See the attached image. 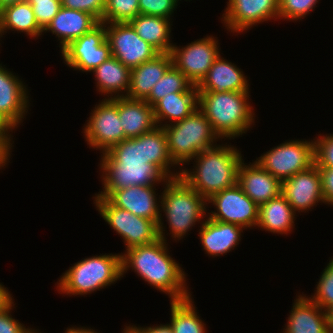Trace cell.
I'll list each match as a JSON object with an SVG mask.
<instances>
[{
  "mask_svg": "<svg viewBox=\"0 0 333 333\" xmlns=\"http://www.w3.org/2000/svg\"><path fill=\"white\" fill-rule=\"evenodd\" d=\"M279 20L300 22L318 7L320 0H278Z\"/></svg>",
  "mask_w": 333,
  "mask_h": 333,
  "instance_id": "cell-35",
  "label": "cell"
},
{
  "mask_svg": "<svg viewBox=\"0 0 333 333\" xmlns=\"http://www.w3.org/2000/svg\"><path fill=\"white\" fill-rule=\"evenodd\" d=\"M314 143L315 164L318 168H333V133L317 134Z\"/></svg>",
  "mask_w": 333,
  "mask_h": 333,
  "instance_id": "cell-38",
  "label": "cell"
},
{
  "mask_svg": "<svg viewBox=\"0 0 333 333\" xmlns=\"http://www.w3.org/2000/svg\"><path fill=\"white\" fill-rule=\"evenodd\" d=\"M325 205L333 207V168H319Z\"/></svg>",
  "mask_w": 333,
  "mask_h": 333,
  "instance_id": "cell-41",
  "label": "cell"
},
{
  "mask_svg": "<svg viewBox=\"0 0 333 333\" xmlns=\"http://www.w3.org/2000/svg\"><path fill=\"white\" fill-rule=\"evenodd\" d=\"M14 298L0 310V333H39V329L25 326L18 319H15L13 310H15L16 303Z\"/></svg>",
  "mask_w": 333,
  "mask_h": 333,
  "instance_id": "cell-36",
  "label": "cell"
},
{
  "mask_svg": "<svg viewBox=\"0 0 333 333\" xmlns=\"http://www.w3.org/2000/svg\"><path fill=\"white\" fill-rule=\"evenodd\" d=\"M89 115L81 132L89 149L103 154L126 139L118 114V97L99 100Z\"/></svg>",
  "mask_w": 333,
  "mask_h": 333,
  "instance_id": "cell-10",
  "label": "cell"
},
{
  "mask_svg": "<svg viewBox=\"0 0 333 333\" xmlns=\"http://www.w3.org/2000/svg\"><path fill=\"white\" fill-rule=\"evenodd\" d=\"M13 131H17L2 115H0V139L12 150L14 149Z\"/></svg>",
  "mask_w": 333,
  "mask_h": 333,
  "instance_id": "cell-43",
  "label": "cell"
},
{
  "mask_svg": "<svg viewBox=\"0 0 333 333\" xmlns=\"http://www.w3.org/2000/svg\"><path fill=\"white\" fill-rule=\"evenodd\" d=\"M13 298V294H11V291H9L8 287H5V285L0 282V310L5 307Z\"/></svg>",
  "mask_w": 333,
  "mask_h": 333,
  "instance_id": "cell-45",
  "label": "cell"
},
{
  "mask_svg": "<svg viewBox=\"0 0 333 333\" xmlns=\"http://www.w3.org/2000/svg\"><path fill=\"white\" fill-rule=\"evenodd\" d=\"M221 47L218 37L206 35L184 46L174 43L171 56L173 65L187 79L198 86L204 79L212 64L219 57Z\"/></svg>",
  "mask_w": 333,
  "mask_h": 333,
  "instance_id": "cell-13",
  "label": "cell"
},
{
  "mask_svg": "<svg viewBox=\"0 0 333 333\" xmlns=\"http://www.w3.org/2000/svg\"><path fill=\"white\" fill-rule=\"evenodd\" d=\"M330 333H333V306L326 310Z\"/></svg>",
  "mask_w": 333,
  "mask_h": 333,
  "instance_id": "cell-48",
  "label": "cell"
},
{
  "mask_svg": "<svg viewBox=\"0 0 333 333\" xmlns=\"http://www.w3.org/2000/svg\"><path fill=\"white\" fill-rule=\"evenodd\" d=\"M161 189L163 191L158 222L159 238L169 241L166 237L169 235L173 242L183 241V238L186 240L185 237L190 235L188 232L191 233L195 225H201L206 219L207 200L181 176L170 178Z\"/></svg>",
  "mask_w": 333,
  "mask_h": 333,
  "instance_id": "cell-3",
  "label": "cell"
},
{
  "mask_svg": "<svg viewBox=\"0 0 333 333\" xmlns=\"http://www.w3.org/2000/svg\"><path fill=\"white\" fill-rule=\"evenodd\" d=\"M251 91L198 92V108L224 141L243 137L255 127ZM250 100V101H249Z\"/></svg>",
  "mask_w": 333,
  "mask_h": 333,
  "instance_id": "cell-5",
  "label": "cell"
},
{
  "mask_svg": "<svg viewBox=\"0 0 333 333\" xmlns=\"http://www.w3.org/2000/svg\"><path fill=\"white\" fill-rule=\"evenodd\" d=\"M97 93L104 98L127 96L130 87L131 69L111 56L91 72Z\"/></svg>",
  "mask_w": 333,
  "mask_h": 333,
  "instance_id": "cell-25",
  "label": "cell"
},
{
  "mask_svg": "<svg viewBox=\"0 0 333 333\" xmlns=\"http://www.w3.org/2000/svg\"><path fill=\"white\" fill-rule=\"evenodd\" d=\"M27 2H44V1H50V0H26Z\"/></svg>",
  "mask_w": 333,
  "mask_h": 333,
  "instance_id": "cell-50",
  "label": "cell"
},
{
  "mask_svg": "<svg viewBox=\"0 0 333 333\" xmlns=\"http://www.w3.org/2000/svg\"><path fill=\"white\" fill-rule=\"evenodd\" d=\"M96 211L118 234L125 250L134 246L146 245L159 239L158 224L155 221L138 217L130 211L114 206L107 198L92 196Z\"/></svg>",
  "mask_w": 333,
  "mask_h": 333,
  "instance_id": "cell-9",
  "label": "cell"
},
{
  "mask_svg": "<svg viewBox=\"0 0 333 333\" xmlns=\"http://www.w3.org/2000/svg\"><path fill=\"white\" fill-rule=\"evenodd\" d=\"M106 40L112 56L130 69L159 54L153 46L138 36L129 22L106 23Z\"/></svg>",
  "mask_w": 333,
  "mask_h": 333,
  "instance_id": "cell-15",
  "label": "cell"
},
{
  "mask_svg": "<svg viewBox=\"0 0 333 333\" xmlns=\"http://www.w3.org/2000/svg\"><path fill=\"white\" fill-rule=\"evenodd\" d=\"M177 1H178V2H179V4H180V1H182V0H177ZM184 1H189V2H190V1H192V0H184Z\"/></svg>",
  "mask_w": 333,
  "mask_h": 333,
  "instance_id": "cell-51",
  "label": "cell"
},
{
  "mask_svg": "<svg viewBox=\"0 0 333 333\" xmlns=\"http://www.w3.org/2000/svg\"><path fill=\"white\" fill-rule=\"evenodd\" d=\"M196 109H198V92L170 93L153 106L154 118L160 127L182 121Z\"/></svg>",
  "mask_w": 333,
  "mask_h": 333,
  "instance_id": "cell-28",
  "label": "cell"
},
{
  "mask_svg": "<svg viewBox=\"0 0 333 333\" xmlns=\"http://www.w3.org/2000/svg\"><path fill=\"white\" fill-rule=\"evenodd\" d=\"M99 23L100 22L89 13L61 6L58 14L43 31V35L45 33L55 35L59 43V50L61 51L70 42L89 32Z\"/></svg>",
  "mask_w": 333,
  "mask_h": 333,
  "instance_id": "cell-23",
  "label": "cell"
},
{
  "mask_svg": "<svg viewBox=\"0 0 333 333\" xmlns=\"http://www.w3.org/2000/svg\"><path fill=\"white\" fill-rule=\"evenodd\" d=\"M178 3L177 0H139V13L172 20Z\"/></svg>",
  "mask_w": 333,
  "mask_h": 333,
  "instance_id": "cell-37",
  "label": "cell"
},
{
  "mask_svg": "<svg viewBox=\"0 0 333 333\" xmlns=\"http://www.w3.org/2000/svg\"><path fill=\"white\" fill-rule=\"evenodd\" d=\"M227 143L221 141V144L201 151L190 161L193 163L187 164H193L191 168L181 169L180 176L206 200L237 183L244 155L240 147Z\"/></svg>",
  "mask_w": 333,
  "mask_h": 333,
  "instance_id": "cell-4",
  "label": "cell"
},
{
  "mask_svg": "<svg viewBox=\"0 0 333 333\" xmlns=\"http://www.w3.org/2000/svg\"><path fill=\"white\" fill-rule=\"evenodd\" d=\"M14 31V32H13ZM26 34L30 39H40L43 31L39 28L33 8L27 1L7 6L0 14V42L7 33ZM0 45H2L0 43Z\"/></svg>",
  "mask_w": 333,
  "mask_h": 333,
  "instance_id": "cell-30",
  "label": "cell"
},
{
  "mask_svg": "<svg viewBox=\"0 0 333 333\" xmlns=\"http://www.w3.org/2000/svg\"><path fill=\"white\" fill-rule=\"evenodd\" d=\"M209 207L214 208V211H210ZM258 212L259 206L242 191L237 183L207 199L208 218L236 224L246 230L256 229Z\"/></svg>",
  "mask_w": 333,
  "mask_h": 333,
  "instance_id": "cell-11",
  "label": "cell"
},
{
  "mask_svg": "<svg viewBox=\"0 0 333 333\" xmlns=\"http://www.w3.org/2000/svg\"><path fill=\"white\" fill-rule=\"evenodd\" d=\"M140 38L153 46L159 53H170L173 21L159 16L138 14L130 22Z\"/></svg>",
  "mask_w": 333,
  "mask_h": 333,
  "instance_id": "cell-29",
  "label": "cell"
},
{
  "mask_svg": "<svg viewBox=\"0 0 333 333\" xmlns=\"http://www.w3.org/2000/svg\"><path fill=\"white\" fill-rule=\"evenodd\" d=\"M281 182L315 165L313 139H288L262 153L255 160Z\"/></svg>",
  "mask_w": 333,
  "mask_h": 333,
  "instance_id": "cell-8",
  "label": "cell"
},
{
  "mask_svg": "<svg viewBox=\"0 0 333 333\" xmlns=\"http://www.w3.org/2000/svg\"><path fill=\"white\" fill-rule=\"evenodd\" d=\"M163 130L170 157L180 169L201 151L224 142L199 108L182 121L164 126Z\"/></svg>",
  "mask_w": 333,
  "mask_h": 333,
  "instance_id": "cell-7",
  "label": "cell"
},
{
  "mask_svg": "<svg viewBox=\"0 0 333 333\" xmlns=\"http://www.w3.org/2000/svg\"><path fill=\"white\" fill-rule=\"evenodd\" d=\"M2 63H0V115L17 130L29 114L28 111H31L30 91L22 77L20 78Z\"/></svg>",
  "mask_w": 333,
  "mask_h": 333,
  "instance_id": "cell-17",
  "label": "cell"
},
{
  "mask_svg": "<svg viewBox=\"0 0 333 333\" xmlns=\"http://www.w3.org/2000/svg\"><path fill=\"white\" fill-rule=\"evenodd\" d=\"M122 330L121 333H135L127 324L124 325V329L122 328Z\"/></svg>",
  "mask_w": 333,
  "mask_h": 333,
  "instance_id": "cell-49",
  "label": "cell"
},
{
  "mask_svg": "<svg viewBox=\"0 0 333 333\" xmlns=\"http://www.w3.org/2000/svg\"><path fill=\"white\" fill-rule=\"evenodd\" d=\"M63 7L93 15L99 22L104 17L106 0H61Z\"/></svg>",
  "mask_w": 333,
  "mask_h": 333,
  "instance_id": "cell-40",
  "label": "cell"
},
{
  "mask_svg": "<svg viewBox=\"0 0 333 333\" xmlns=\"http://www.w3.org/2000/svg\"><path fill=\"white\" fill-rule=\"evenodd\" d=\"M237 184L258 206L282 194V182L264 170L256 161L241 162Z\"/></svg>",
  "mask_w": 333,
  "mask_h": 333,
  "instance_id": "cell-19",
  "label": "cell"
},
{
  "mask_svg": "<svg viewBox=\"0 0 333 333\" xmlns=\"http://www.w3.org/2000/svg\"><path fill=\"white\" fill-rule=\"evenodd\" d=\"M333 257V256H332ZM329 259L321 272L312 295H307L321 309L327 310L333 306V258Z\"/></svg>",
  "mask_w": 333,
  "mask_h": 333,
  "instance_id": "cell-34",
  "label": "cell"
},
{
  "mask_svg": "<svg viewBox=\"0 0 333 333\" xmlns=\"http://www.w3.org/2000/svg\"><path fill=\"white\" fill-rule=\"evenodd\" d=\"M296 294L281 333H330L326 311L307 294Z\"/></svg>",
  "mask_w": 333,
  "mask_h": 333,
  "instance_id": "cell-21",
  "label": "cell"
},
{
  "mask_svg": "<svg viewBox=\"0 0 333 333\" xmlns=\"http://www.w3.org/2000/svg\"><path fill=\"white\" fill-rule=\"evenodd\" d=\"M59 52L63 63L73 71L91 73L112 56L106 40V23L100 22Z\"/></svg>",
  "mask_w": 333,
  "mask_h": 333,
  "instance_id": "cell-12",
  "label": "cell"
},
{
  "mask_svg": "<svg viewBox=\"0 0 333 333\" xmlns=\"http://www.w3.org/2000/svg\"><path fill=\"white\" fill-rule=\"evenodd\" d=\"M118 114L126 138H135L156 126L153 107L145 100L118 97Z\"/></svg>",
  "mask_w": 333,
  "mask_h": 333,
  "instance_id": "cell-26",
  "label": "cell"
},
{
  "mask_svg": "<svg viewBox=\"0 0 333 333\" xmlns=\"http://www.w3.org/2000/svg\"><path fill=\"white\" fill-rule=\"evenodd\" d=\"M12 151L1 139H0V169L3 170L11 163Z\"/></svg>",
  "mask_w": 333,
  "mask_h": 333,
  "instance_id": "cell-44",
  "label": "cell"
},
{
  "mask_svg": "<svg viewBox=\"0 0 333 333\" xmlns=\"http://www.w3.org/2000/svg\"><path fill=\"white\" fill-rule=\"evenodd\" d=\"M198 227L200 228L198 237L202 251L212 258L232 252L238 247L243 233L246 231V229L236 224L215 221L208 217Z\"/></svg>",
  "mask_w": 333,
  "mask_h": 333,
  "instance_id": "cell-20",
  "label": "cell"
},
{
  "mask_svg": "<svg viewBox=\"0 0 333 333\" xmlns=\"http://www.w3.org/2000/svg\"><path fill=\"white\" fill-rule=\"evenodd\" d=\"M172 65L171 53H159L153 59L131 69L130 87L126 97L145 100Z\"/></svg>",
  "mask_w": 333,
  "mask_h": 333,
  "instance_id": "cell-24",
  "label": "cell"
},
{
  "mask_svg": "<svg viewBox=\"0 0 333 333\" xmlns=\"http://www.w3.org/2000/svg\"><path fill=\"white\" fill-rule=\"evenodd\" d=\"M167 241L159 238L153 243L128 248L121 252L122 279L131 269L147 285L168 295L169 301L190 298L193 292L187 274L172 255Z\"/></svg>",
  "mask_w": 333,
  "mask_h": 333,
  "instance_id": "cell-2",
  "label": "cell"
},
{
  "mask_svg": "<svg viewBox=\"0 0 333 333\" xmlns=\"http://www.w3.org/2000/svg\"><path fill=\"white\" fill-rule=\"evenodd\" d=\"M122 278L121 253H100L73 263L55 283L63 296H86L120 281Z\"/></svg>",
  "mask_w": 333,
  "mask_h": 333,
  "instance_id": "cell-6",
  "label": "cell"
},
{
  "mask_svg": "<svg viewBox=\"0 0 333 333\" xmlns=\"http://www.w3.org/2000/svg\"><path fill=\"white\" fill-rule=\"evenodd\" d=\"M250 77L243 69L221 54L197 86L198 92L224 93L226 91H250ZM250 88V89H249Z\"/></svg>",
  "mask_w": 333,
  "mask_h": 333,
  "instance_id": "cell-22",
  "label": "cell"
},
{
  "mask_svg": "<svg viewBox=\"0 0 333 333\" xmlns=\"http://www.w3.org/2000/svg\"><path fill=\"white\" fill-rule=\"evenodd\" d=\"M282 195L296 214L307 213L314 207L325 205L322 179L315 164L308 170L296 173L282 182Z\"/></svg>",
  "mask_w": 333,
  "mask_h": 333,
  "instance_id": "cell-16",
  "label": "cell"
},
{
  "mask_svg": "<svg viewBox=\"0 0 333 333\" xmlns=\"http://www.w3.org/2000/svg\"><path fill=\"white\" fill-rule=\"evenodd\" d=\"M278 2V0H228L219 18L226 31L236 36L242 33L244 35L259 24L272 22L271 20L279 21Z\"/></svg>",
  "mask_w": 333,
  "mask_h": 333,
  "instance_id": "cell-14",
  "label": "cell"
},
{
  "mask_svg": "<svg viewBox=\"0 0 333 333\" xmlns=\"http://www.w3.org/2000/svg\"><path fill=\"white\" fill-rule=\"evenodd\" d=\"M174 92H198V89L180 70L172 65L154 85L145 101L153 107L164 96Z\"/></svg>",
  "mask_w": 333,
  "mask_h": 333,
  "instance_id": "cell-32",
  "label": "cell"
},
{
  "mask_svg": "<svg viewBox=\"0 0 333 333\" xmlns=\"http://www.w3.org/2000/svg\"><path fill=\"white\" fill-rule=\"evenodd\" d=\"M194 298L170 301V325L174 333H208L207 324L199 315Z\"/></svg>",
  "mask_w": 333,
  "mask_h": 333,
  "instance_id": "cell-31",
  "label": "cell"
},
{
  "mask_svg": "<svg viewBox=\"0 0 333 333\" xmlns=\"http://www.w3.org/2000/svg\"><path fill=\"white\" fill-rule=\"evenodd\" d=\"M99 157L102 190L93 196L107 198L114 190L134 185L163 186L170 178L181 175V169L170 157L160 126L138 137L126 138Z\"/></svg>",
  "mask_w": 333,
  "mask_h": 333,
  "instance_id": "cell-1",
  "label": "cell"
},
{
  "mask_svg": "<svg viewBox=\"0 0 333 333\" xmlns=\"http://www.w3.org/2000/svg\"><path fill=\"white\" fill-rule=\"evenodd\" d=\"M33 8L39 28L44 31L52 19L58 14L62 4L61 0L44 2H28Z\"/></svg>",
  "mask_w": 333,
  "mask_h": 333,
  "instance_id": "cell-39",
  "label": "cell"
},
{
  "mask_svg": "<svg viewBox=\"0 0 333 333\" xmlns=\"http://www.w3.org/2000/svg\"><path fill=\"white\" fill-rule=\"evenodd\" d=\"M298 215L281 194L259 206L256 229L268 233L288 236L295 228Z\"/></svg>",
  "mask_w": 333,
  "mask_h": 333,
  "instance_id": "cell-27",
  "label": "cell"
},
{
  "mask_svg": "<svg viewBox=\"0 0 333 333\" xmlns=\"http://www.w3.org/2000/svg\"><path fill=\"white\" fill-rule=\"evenodd\" d=\"M70 326L67 327L63 333H100V331L98 332V330L91 328L90 326L89 327H87V326L85 327V326H81V325H78V326L70 325Z\"/></svg>",
  "mask_w": 333,
  "mask_h": 333,
  "instance_id": "cell-46",
  "label": "cell"
},
{
  "mask_svg": "<svg viewBox=\"0 0 333 333\" xmlns=\"http://www.w3.org/2000/svg\"><path fill=\"white\" fill-rule=\"evenodd\" d=\"M135 333H174L170 323L146 326L127 324Z\"/></svg>",
  "mask_w": 333,
  "mask_h": 333,
  "instance_id": "cell-42",
  "label": "cell"
},
{
  "mask_svg": "<svg viewBox=\"0 0 333 333\" xmlns=\"http://www.w3.org/2000/svg\"><path fill=\"white\" fill-rule=\"evenodd\" d=\"M26 0H0V11L7 6L15 5L17 3L24 2Z\"/></svg>",
  "mask_w": 333,
  "mask_h": 333,
  "instance_id": "cell-47",
  "label": "cell"
},
{
  "mask_svg": "<svg viewBox=\"0 0 333 333\" xmlns=\"http://www.w3.org/2000/svg\"><path fill=\"white\" fill-rule=\"evenodd\" d=\"M139 13V0H106L102 23L130 22Z\"/></svg>",
  "mask_w": 333,
  "mask_h": 333,
  "instance_id": "cell-33",
  "label": "cell"
},
{
  "mask_svg": "<svg viewBox=\"0 0 333 333\" xmlns=\"http://www.w3.org/2000/svg\"><path fill=\"white\" fill-rule=\"evenodd\" d=\"M156 187L158 186L134 185L125 189H117L107 199L120 209L130 211L138 217L155 221L158 224L161 214L162 190L157 193L158 188L156 189Z\"/></svg>",
  "mask_w": 333,
  "mask_h": 333,
  "instance_id": "cell-18",
  "label": "cell"
}]
</instances>
